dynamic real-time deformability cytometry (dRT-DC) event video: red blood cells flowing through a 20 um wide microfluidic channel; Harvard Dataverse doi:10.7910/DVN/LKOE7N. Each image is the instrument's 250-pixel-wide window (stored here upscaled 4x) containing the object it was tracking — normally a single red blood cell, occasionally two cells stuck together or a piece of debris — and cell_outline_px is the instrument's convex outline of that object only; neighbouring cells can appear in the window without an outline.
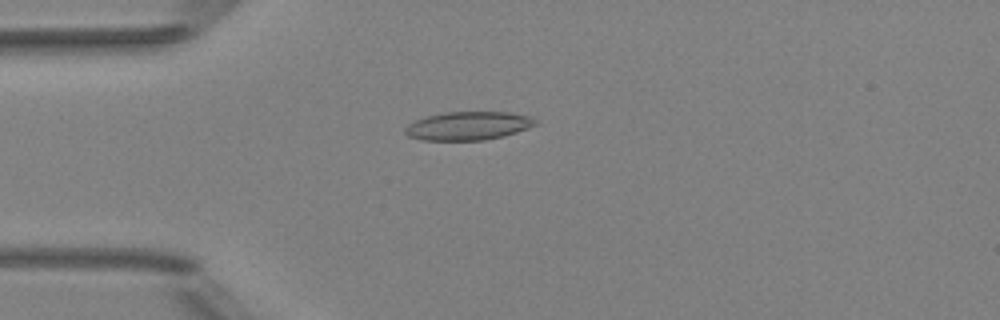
{"species": "Egyptian fruit bat (a non-hibernating species)", "species_latin": "Rousettus aegyptiacus", "temperature_condition": "room temperature", "stored_images_in_passage": 52, "camera_frame_rate_fps": 3000, "um_per_image_px": 0.085, "animal": {"sex": "female"}, "frame": {"image": 1, "passage_image": 14, "time_ms": 4.333, "image_size_px": [1000, 320], "cell_outline_px": [[536, 124], [528, 128], [504, 136], [484, 140], [420, 140], [408, 136], [404, 132], [404, 128], [408, 124], [416, 120], [428, 116], [444, 112], [508, 112], [528, 116], [536, 120]], "centroid_in_image_um": [39.77, 10.7], "position_along_channel_um": 45.2, "area_um2": 21.5}}
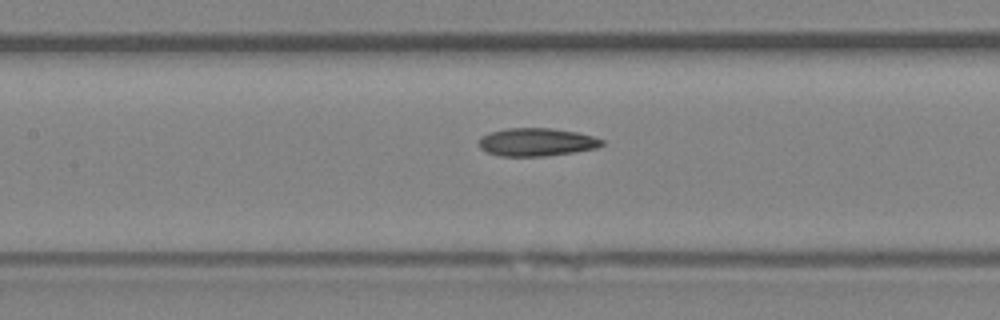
{"frame": {"image": 2, "passage_image": 24, "time_ms": 7.667, "image_size_px": [1000, 320], "cell_outline_px": [[604, 144], [596, 148], [572, 152], [544, 156], [500, 156], [488, 152], [480, 148], [480, 136], [488, 132], [504, 128], [548, 128], [576, 132], [592, 136], [604, 140]], "centroid_in_image_um": [45.58, 12.07], "position_along_channel_um": 161.8, "area_um2": 20.0}}
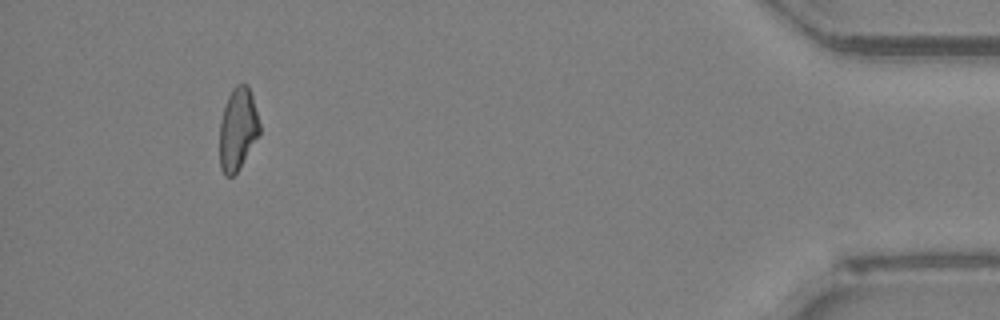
{"frame": {"image": 3, "passage_image": 48, "time_ms": 15.667, "image_size_px": [1000, 320], "cell_outline_px": [[260, 132], [236, 172], [232, 176], [224, 176], [220, 168], [220, 120], [228, 96], [232, 88], [236, 84], [248, 84], [252, 96], [260, 124]], "centroid_in_image_um": [20.19, 10.94], "position_along_channel_um": 415.0, "area_um2": 18.9}, "authors_computed_cell_mechanics": {"area_um2": 20.23, "velocity_mm_per_s": 4.0289, "shape_relaxation_time_tau1_ms": 6.4662, "shape_relaxation_time_tau2_ms": 3.6853, "deformation_change_tau1": 0.1802, "deformation_change_tau2": 0.1221}}